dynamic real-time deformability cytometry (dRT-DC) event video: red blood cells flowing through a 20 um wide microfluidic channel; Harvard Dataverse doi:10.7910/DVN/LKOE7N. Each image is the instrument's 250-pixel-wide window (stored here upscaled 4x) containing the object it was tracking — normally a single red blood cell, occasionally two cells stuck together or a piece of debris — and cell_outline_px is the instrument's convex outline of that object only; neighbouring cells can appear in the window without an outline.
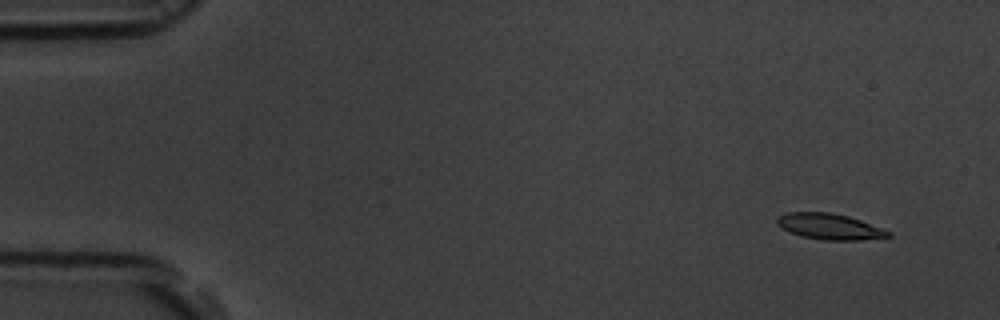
{"species": "common noctule bat (a hibernating species)", "species_latin": "Nyctalus noctula", "temperature_condition": "room temperature", "stored_images_in_passage": 6, "segment_of_instrument_passage": [2, 2], "camera_frame_rate_fps": 3000, "um_per_image_px": 0.085, "animal": {"sex": "male", "body_mass_g": 19.5, "forearm_length_mm": 54.6}, "frame": {"image": 1, "passage_image": 6, "time_ms": 7.333, "image_size_px": [1000, 320], "cell_outline_px": [[892, 236], [860, 240], [824, 240], [800, 236], [776, 224], [776, 216], [788, 212], [832, 212], [848, 216], [860, 220], [892, 232]], "centroid_in_image_um": [70.51, 19.25], "position_along_channel_um": 14.5, "area_um2": 16.76}}